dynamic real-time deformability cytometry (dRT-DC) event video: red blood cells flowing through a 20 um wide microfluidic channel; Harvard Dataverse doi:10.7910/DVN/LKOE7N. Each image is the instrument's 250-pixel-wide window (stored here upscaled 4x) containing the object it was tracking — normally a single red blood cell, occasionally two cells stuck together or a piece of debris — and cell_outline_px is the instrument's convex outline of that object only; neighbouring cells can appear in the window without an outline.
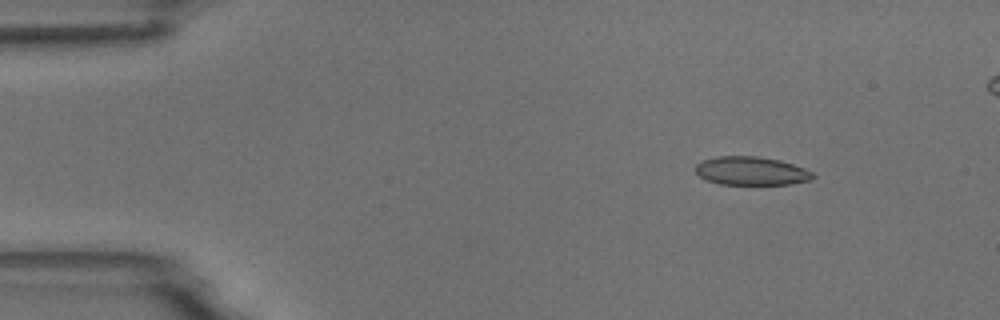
{"species": "common noctule bat (a hibernating species)", "species_latin": "Nyctalus noctula", "temperature_condition": "room temperature", "stored_images_in_passage": 5, "camera_frame_rate_fps": 3000, "um_per_image_px": 0.085, "animal": {"sex": "male", "body_mass_g": 18.8}, "frame": {"image": 1, "passage_image": 2, "time_ms": 1.333, "image_size_px": [1000, 320], "cell_outline_px": [[816, 176], [812, 180], [792, 184], [720, 184], [704, 180], [696, 172], [696, 164], [700, 160], [716, 156], [756, 156], [780, 160], [804, 168], [812, 172]], "centroid_in_image_um": [63.84, 14.53], "position_along_channel_um": 21.2, "area_um2": 19.65}}